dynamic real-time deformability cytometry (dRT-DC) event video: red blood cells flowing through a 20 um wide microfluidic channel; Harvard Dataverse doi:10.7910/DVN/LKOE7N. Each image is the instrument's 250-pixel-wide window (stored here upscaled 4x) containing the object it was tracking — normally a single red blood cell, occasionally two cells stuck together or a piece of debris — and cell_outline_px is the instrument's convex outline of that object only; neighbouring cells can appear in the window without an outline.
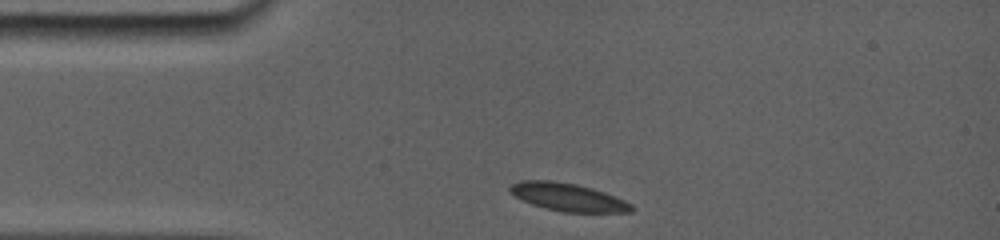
{"species": "common noctule bat (a hibernating species)", "species_latin": "Nyctalus noctula", "temperature_condition": "room temperature", "stored_images_in_passage": 38, "camera_frame_rate_fps": 5000, "um_per_image_px": 0.085, "animal": {"sex": "female", "body_mass_g": 19.0, "forearm_length_mm": 56.7}, "frame": {"image": 1, "passage_image": 1, "time_ms": 0.0, "image_size_px": [1000, 240], "cell_outline_px": [[636, 208], [632, 212], [564, 212], [544, 208], [532, 204], [508, 192], [508, 188], [512, 184], [520, 180], [552, 180], [576, 184], [592, 188], [616, 196], [632, 204]], "centroid_in_image_um": [48.29, 16.75], "position_along_channel_um": 36.7, "area_um2": 19.83}}
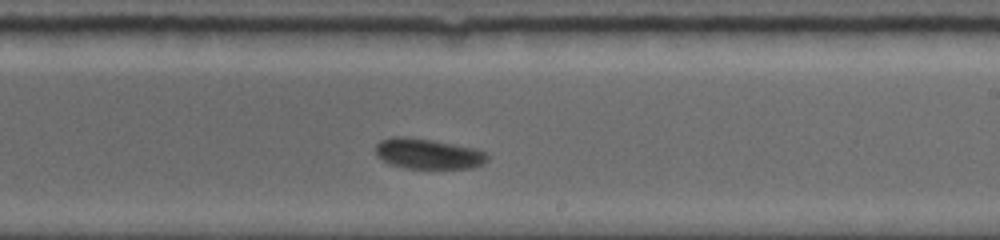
{"frame": {"image": 2, "passage_image": 17, "time_ms": 6.4, "image_size_px": [1000, 240], "cell_outline_px": [[488, 160], [484, 164], [472, 168], [404, 168], [392, 164], [376, 156], [376, 144], [380, 140], [392, 136], [404, 136], [432, 140], [476, 148], [484, 152], [488, 156]], "centroid_in_image_um": [36.39, 13.06], "position_along_channel_um": 252.6, "area_um2": 19.83}}
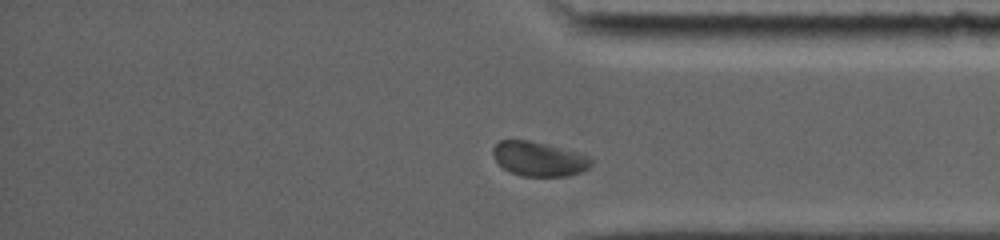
{"frame": {"image": 3, "passage_image": 33, "time_ms": 10.0, "image_size_px": [1000, 240], "cell_outline_px": [[592, 164], [588, 168], [580, 172], [568, 176], [520, 176], [504, 168], [492, 156], [492, 148], [500, 140], [528, 140], [592, 156]], "centroid_in_image_um": [45.81, 13.51], "position_along_channel_um": 389.4, "area_um2": 19.59}, "authors_computed_cell_mechanics": {"area_um2": 19.8254, "velocity_mm_per_s": 3.7836, "shape_relaxation_time_tau1_ms": 7.9438, "shape_relaxation_time_tau2_ms": 3.2946, "deformation_change_tau1": 0.0932, "deformation_change_tau2": 0.059}}